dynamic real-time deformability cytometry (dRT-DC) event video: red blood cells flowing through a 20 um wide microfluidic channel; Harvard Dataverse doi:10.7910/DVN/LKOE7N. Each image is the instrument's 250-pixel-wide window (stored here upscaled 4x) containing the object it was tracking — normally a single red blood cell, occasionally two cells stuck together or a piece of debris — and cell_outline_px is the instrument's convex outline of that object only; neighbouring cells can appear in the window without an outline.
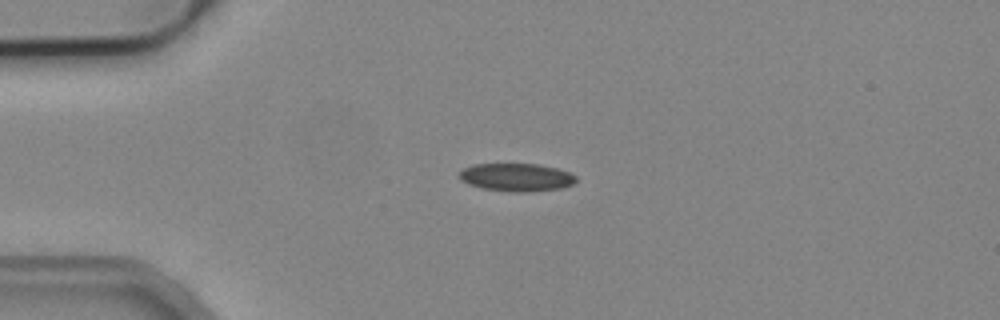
{"species": "common noctule bat (a hibernating species)", "species_latin": "Nyctalus noctula", "temperature_condition": "cold", "stored_images_in_passage": 40, "camera_frame_rate_fps": 3000, "um_per_image_px": 0.085, "animal": {"sex": "male", "body_mass_g": 19.2, "forearm_length_mm": 51.8}, "frame": {"image": 1, "passage_image": 5, "time_ms": 1.333, "image_size_px": [1000, 320], "cell_outline_px": [[576, 180], [572, 184], [564, 188], [528, 192], [512, 192], [480, 188], [468, 184], [460, 180], [460, 172], [464, 168], [472, 164], [540, 164], [556, 168], [568, 172], [576, 176]], "centroid_in_image_um": [43.89, 15.07], "position_along_channel_um": 41.1, "area_um2": 19.13}}
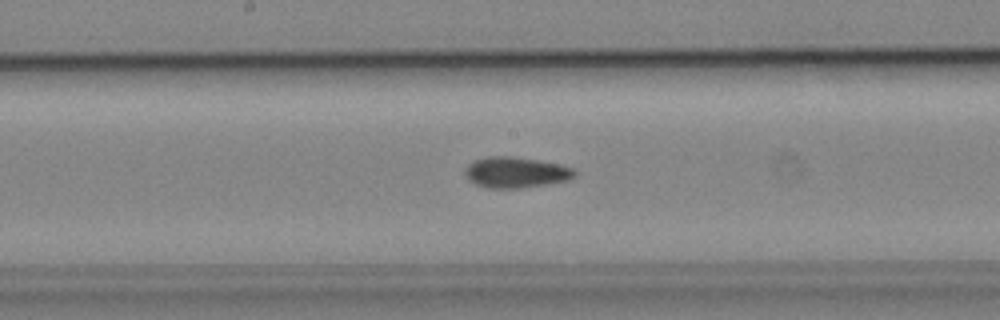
{"frame": {"image": 2, "passage_image": 20, "time_ms": 6.333, "image_size_px": [1000, 320], "cell_outline_px": [[576, 176], [572, 180], [520, 188], [488, 188], [476, 184], [468, 180], [464, 172], [464, 168], [472, 160], [488, 156], [508, 156], [536, 160], [560, 164], [576, 168]], "centroid_in_image_um": [43.86, 14.65], "position_along_channel_um": 204.3, "area_um2": 19.94}}
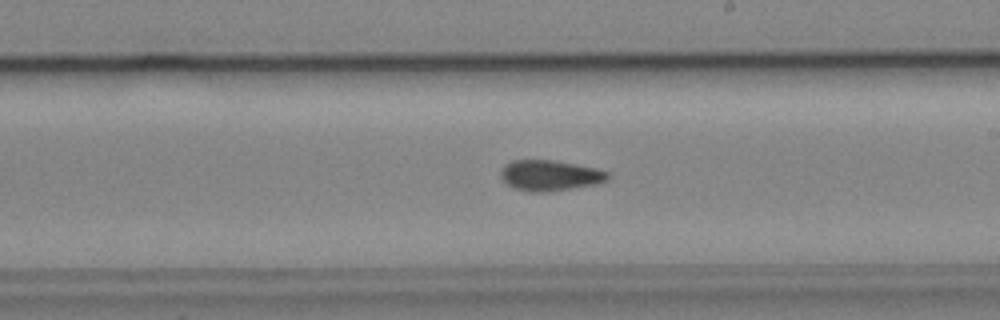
{"frame": {"image": 3, "passage_image": 23, "time_ms": 7.333, "image_size_px": [1000, 320], "cell_outline_px": [[612, 176], [608, 180], [596, 184], [548, 192], [528, 192], [512, 188], [500, 176], [500, 168], [504, 164], [512, 160], [552, 160], [576, 164], [596, 168], [608, 172]], "centroid_in_image_um": [46.73, 14.91], "position_along_channel_um": 242.3, "area_um2": 19.36}}